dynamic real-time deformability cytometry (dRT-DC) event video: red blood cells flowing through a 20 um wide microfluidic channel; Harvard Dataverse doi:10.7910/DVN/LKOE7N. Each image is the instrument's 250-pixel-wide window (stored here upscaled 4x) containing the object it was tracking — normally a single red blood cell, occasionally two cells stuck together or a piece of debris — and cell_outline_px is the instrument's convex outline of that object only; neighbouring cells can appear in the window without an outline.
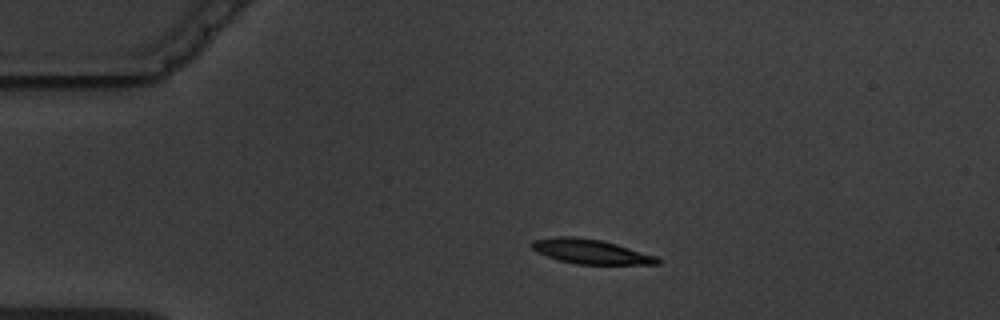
{"species": "common noctule bat (a hibernating species)", "species_latin": "Nyctalus noctula", "temperature_condition": "warm", "stored_images_in_passage": 4, "camera_frame_rate_fps": 3000, "um_per_image_px": 0.085, "animal": {"sex": "male", "body_mass_g": 19.5, "forearm_length_mm": 54.6}, "frame": {"image": 1, "passage_image": 4, "time_ms": 6.333, "image_size_px": [1000, 320], "cell_outline_px": [[660, 264], [576, 264], [560, 260], [536, 252], [528, 244], [532, 240], [552, 236], [576, 236], [600, 240], [616, 244], [656, 256], [660, 260]], "centroid_in_image_um": [50.14, 21.36], "position_along_channel_um": 34.9, "area_um2": 17.98}}